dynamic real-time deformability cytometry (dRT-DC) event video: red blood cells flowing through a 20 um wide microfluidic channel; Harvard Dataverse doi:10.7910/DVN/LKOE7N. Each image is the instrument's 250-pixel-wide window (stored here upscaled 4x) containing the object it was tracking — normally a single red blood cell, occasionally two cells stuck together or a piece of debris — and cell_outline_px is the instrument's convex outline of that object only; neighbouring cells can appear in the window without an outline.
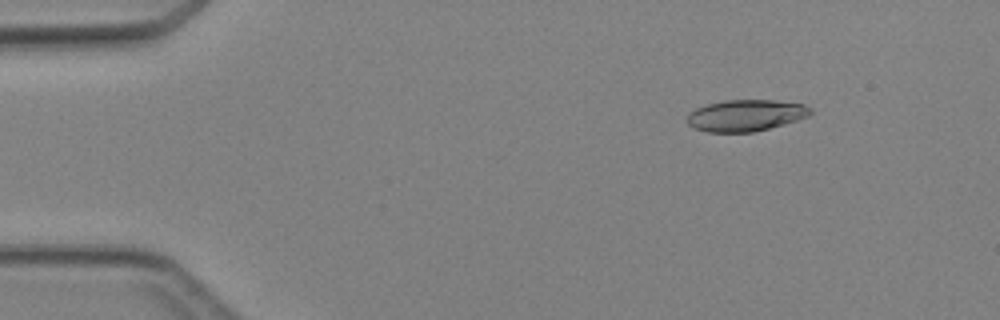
{"species": "Egyptian fruit bat (a non-hibernating species)", "species_latin": "Rousettus aegyptiacus", "temperature_condition": "cold", "stored_images_in_passage": 3, "camera_frame_rate_fps": 3000, "um_per_image_px": 0.085, "animal": {"sex": "female"}, "frame": {"image": 1, "passage_image": 1, "time_ms": 0.0, "image_size_px": [1000, 320], "cell_outline_px": [[812, 112], [808, 116], [784, 124], [752, 132], [708, 132], [692, 128], [688, 124], [688, 112], [696, 108], [708, 104], [724, 100], [776, 100], [804, 104], [812, 108]], "centroid_in_image_um": [63.38, 9.8], "position_along_channel_um": 21.6, "area_um2": 22.66}}